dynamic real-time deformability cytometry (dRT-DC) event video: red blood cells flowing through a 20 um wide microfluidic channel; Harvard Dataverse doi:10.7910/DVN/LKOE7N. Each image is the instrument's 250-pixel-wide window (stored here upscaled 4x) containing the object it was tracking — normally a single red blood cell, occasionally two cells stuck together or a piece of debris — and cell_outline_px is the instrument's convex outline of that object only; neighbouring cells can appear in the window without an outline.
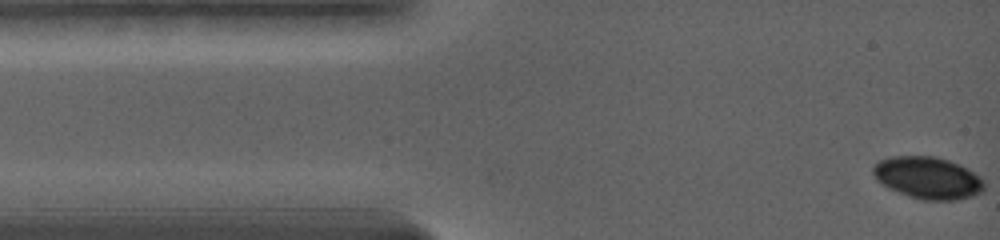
{"species": "common noctule bat (a hibernating species)", "species_latin": "Nyctalus noctula", "temperature_condition": "warm", "stored_images_in_passage": 8, "camera_frame_rate_fps": 5000, "um_per_image_px": 0.085, "animal": {"sex": "female", "body_mass_g": 19.0, "forearm_length_mm": 56.7}, "frame": {"image": 1, "passage_image": 1, "time_ms": 0.0, "image_size_px": [1000, 240], "cell_outline_px": [[984, 192], [972, 196], [956, 200], [924, 200], [908, 196], [888, 188], [880, 184], [876, 180], [872, 172], [872, 168], [880, 160], [892, 156], [932, 156], [948, 160], [960, 164], [980, 176], [984, 180]], "centroid_in_image_um": [78.87, 15.12], "position_along_channel_um": 6.1, "area_um2": 27.4}}
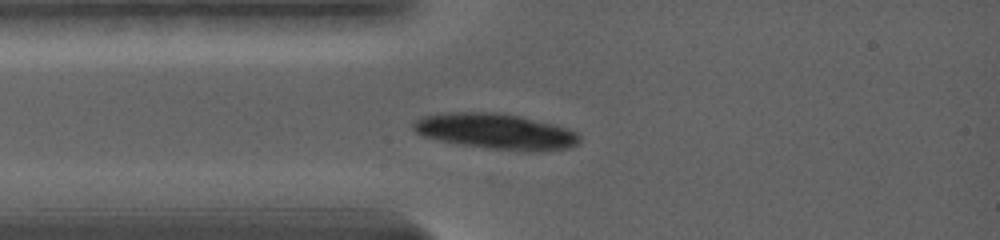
{"frame": {"image": 2, "passage_image": 8, "time_ms": 3.0, "image_size_px": [1000, 240], "cell_outline_px": [[580, 140], [572, 148], [544, 152], [520, 152], [488, 148], [460, 144], [440, 140], [424, 136], [416, 132], [412, 128], [412, 124], [416, 120], [424, 116], [444, 112], [496, 112], [520, 116], [552, 124], [576, 132], [580, 136]], "centroid_in_image_um": [42.18, 11.19], "position_along_channel_um": 42.8, "area_um2": 34.74}}